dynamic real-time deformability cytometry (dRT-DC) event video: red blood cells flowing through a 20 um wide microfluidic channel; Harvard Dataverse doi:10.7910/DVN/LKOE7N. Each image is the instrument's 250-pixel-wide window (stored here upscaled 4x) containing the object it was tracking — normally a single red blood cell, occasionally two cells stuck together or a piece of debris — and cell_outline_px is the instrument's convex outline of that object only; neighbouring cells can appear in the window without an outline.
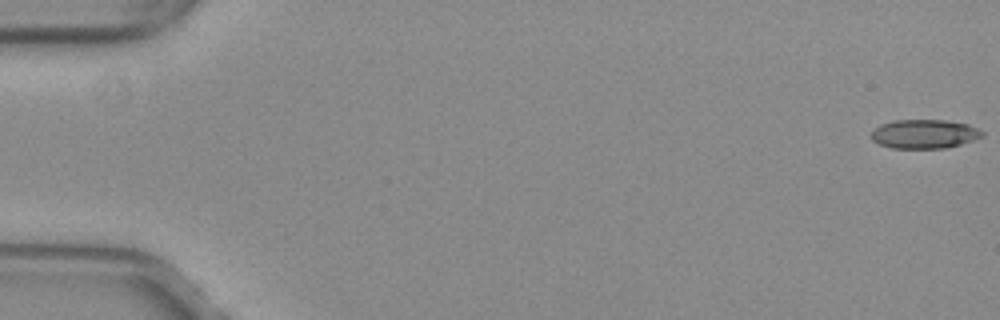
{"species": "common noctule bat (a hibernating species)", "species_latin": "Nyctalus noctula", "temperature_condition": "warm", "stored_images_in_passage": 51, "camera_frame_rate_fps": 3000, "um_per_image_px": 0.085, "animal": {"sex": "female", "body_mass_g": 29.2, "forearm_length_mm": 56.3}, "frame": {"image": 1, "passage_image": 1, "time_ms": 0.0, "image_size_px": [1000, 320], "cell_outline_px": [[984, 136], [960, 144], [944, 148], [892, 148], [880, 144], [872, 140], [872, 132], [880, 124], [896, 120], [944, 120], [968, 124], [984, 132]], "centroid_in_image_um": [78.57, 11.38], "position_along_channel_um": 6.4, "area_um2": 18.55}}
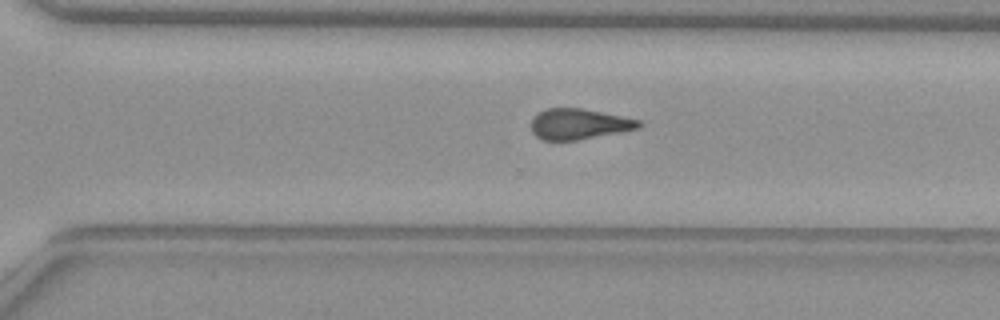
{"frame": {"image": 2, "passage_image": 37, "time_ms": 12.0, "image_size_px": [1000, 320], "cell_outline_px": [[644, 124], [640, 128], [620, 132], [576, 140], [544, 140], [536, 136], [532, 132], [532, 116], [536, 112], [548, 108], [580, 108], [640, 120]], "centroid_in_image_um": [49.19, 10.54], "position_along_channel_um": 321.4, "area_um2": 19.13}}
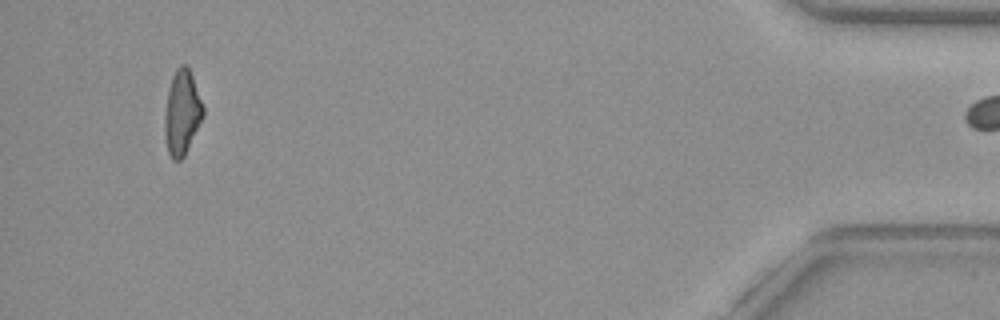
{"frame": {"image": 3, "passage_image": 50, "time_ms": 16.333, "image_size_px": [1000, 320], "cell_outline_px": [[204, 116], [184, 156], [180, 160], [172, 160], [168, 152], [164, 136], [164, 116], [168, 88], [172, 76], [176, 68], [180, 64], [184, 64], [188, 68], [192, 76], [204, 104]], "centroid_in_image_um": [15.47, 9.57], "position_along_channel_um": 419.7, "area_um2": 19.19}}